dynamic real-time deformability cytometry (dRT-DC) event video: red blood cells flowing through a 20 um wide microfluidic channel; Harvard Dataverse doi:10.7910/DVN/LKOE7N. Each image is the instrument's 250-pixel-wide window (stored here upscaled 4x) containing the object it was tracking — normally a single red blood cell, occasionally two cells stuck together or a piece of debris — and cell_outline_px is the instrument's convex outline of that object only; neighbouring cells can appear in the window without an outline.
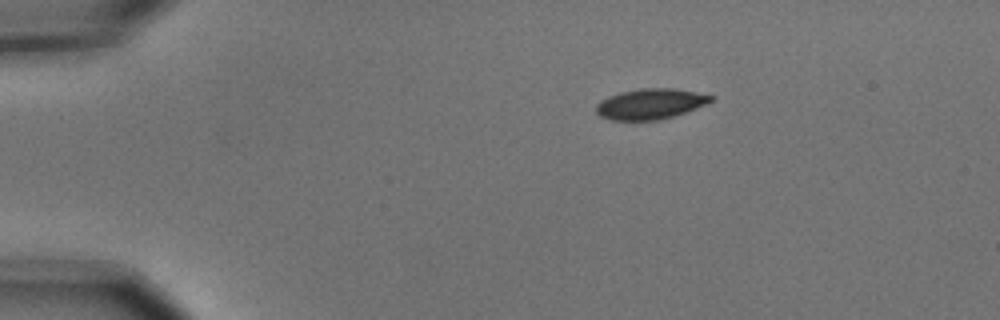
{"species": "common noctule bat (a hibernating species)", "species_latin": "Nyctalus noctula", "temperature_condition": "cold", "stored_images_in_passage": 3, "camera_frame_rate_fps": 3000, "um_per_image_px": 0.085, "animal": {"sex": "male", "body_mass_g": 15.6}, "frame": {"image": 1, "passage_image": 1, "time_ms": 0.0, "image_size_px": [1000, 320], "cell_outline_px": [[716, 100], [708, 104], [660, 120], [608, 120], [600, 116], [596, 112], [596, 104], [600, 100], [608, 96], [620, 92], [640, 88], [676, 88], [716, 96]], "centroid_in_image_um": [55.3, 8.82], "position_along_channel_um": 29.7, "area_um2": 20.69}}